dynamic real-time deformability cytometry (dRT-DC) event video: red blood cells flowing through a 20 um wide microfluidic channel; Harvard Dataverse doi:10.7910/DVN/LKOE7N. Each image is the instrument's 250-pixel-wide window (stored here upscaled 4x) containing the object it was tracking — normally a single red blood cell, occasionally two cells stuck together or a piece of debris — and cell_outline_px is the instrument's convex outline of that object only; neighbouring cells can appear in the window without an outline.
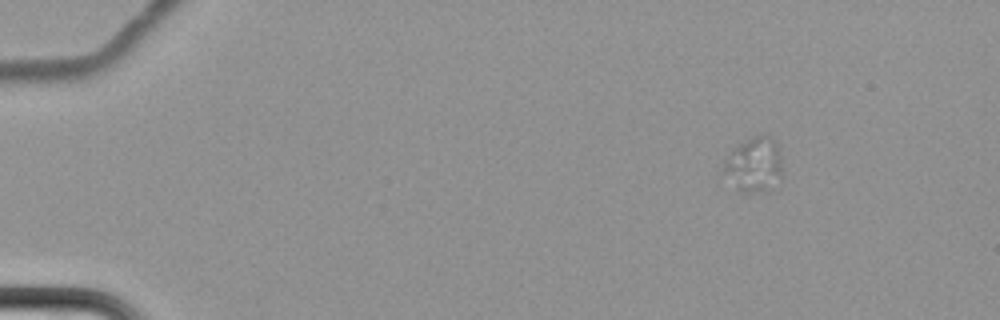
{"species": "common noctule bat (a hibernating species)", "species_latin": "Nyctalus noctula", "temperature_condition": "cold", "stored_images_in_passage": 8, "camera_frame_rate_fps": 3000, "um_per_image_px": 0.085, "animal": {"sex": "female", "body_mass_g": 22.7, "forearm_length_mm": 54.2}, "frame": {"image": 1, "passage_image": 3, "time_ms": 3.333, "image_size_px": [1000, 320], "cell_outline_px": [[784, 176], [768, 192], [740, 192], [736, 188], [724, 172], [724, 160], [740, 144], [760, 132], [768, 136], [776, 144], [780, 156]], "centroid_in_image_um": [64.15, 14.03], "position_along_channel_um": 20.8, "area_um2": 18.73}}
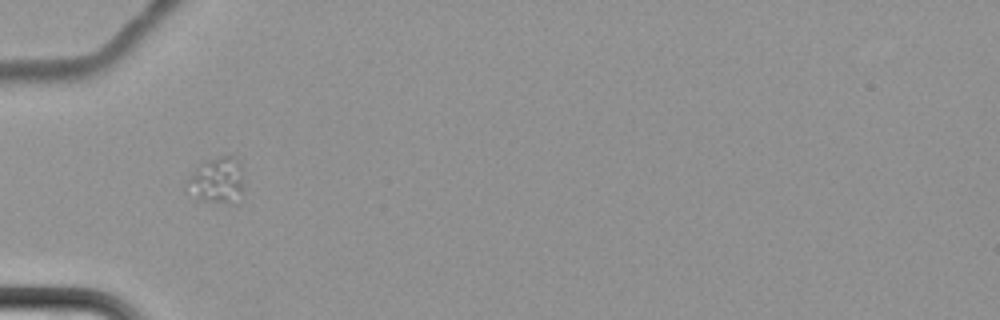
{"frame": {"image": 2, "passage_image": 7, "time_ms": 8.333, "image_size_px": [1000, 320], "cell_outline_px": [[244, 192], [236, 204], [228, 204], [204, 200], [184, 184], [188, 176], [204, 160], [220, 156], [236, 156], [240, 164]], "centroid_in_image_um": [18.51, 15.31], "position_along_channel_um": 66.5, "area_um2": 15.32}}